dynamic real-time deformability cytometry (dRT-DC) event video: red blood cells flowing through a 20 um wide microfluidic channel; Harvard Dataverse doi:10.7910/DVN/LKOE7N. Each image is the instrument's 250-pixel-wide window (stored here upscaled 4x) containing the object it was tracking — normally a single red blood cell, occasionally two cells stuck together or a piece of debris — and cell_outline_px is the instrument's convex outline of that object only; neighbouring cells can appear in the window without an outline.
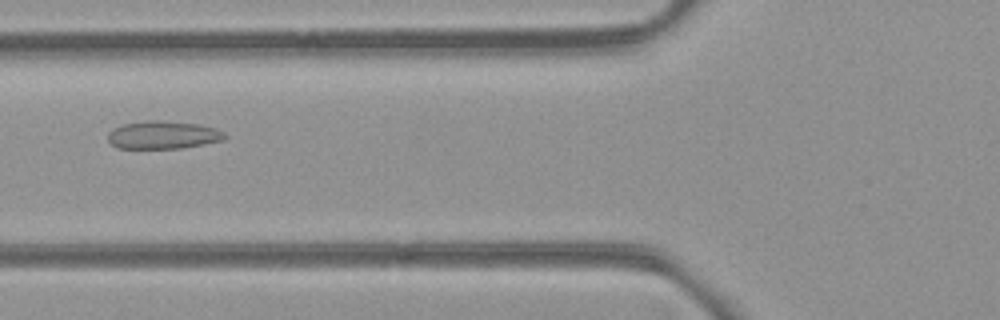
{"species": "common noctule bat (a hibernating species)", "species_latin": "Nyctalus noctula", "temperature_condition": "room temperature", "stored_images_in_passage": 3, "camera_frame_rate_fps": 3000, "um_per_image_px": 0.085, "animal": {"sex": "female", "body_mass_g": 21.9}, "frame": {"image": 1, "passage_image": 2, "time_ms": 1.333, "image_size_px": [1000, 320], "cell_outline_px": [[228, 136], [220, 140], [180, 148], [116, 148], [108, 140], [108, 132], [112, 128], [124, 124], [148, 120], [160, 120], [196, 124], [216, 128], [224, 132]], "centroid_in_image_um": [13.81, 11.46], "position_along_channel_um": 112.0, "area_um2": 18.79}}
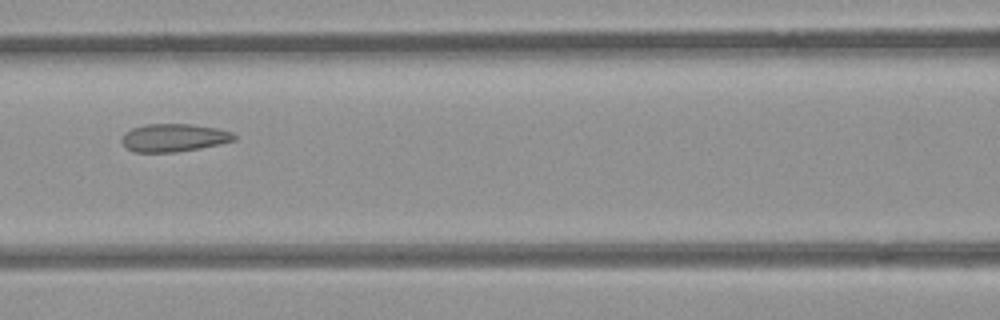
{"frame": {"image": 2, "passage_image": 3, "time_ms": 2.333, "image_size_px": [1000, 320], "cell_outline_px": [[236, 140], [220, 144], [200, 148], [176, 152], [132, 152], [120, 140], [124, 132], [132, 128], [144, 124], [188, 124], [216, 128], [232, 132], [236, 136]], "centroid_in_image_um": [14.76, 11.7], "position_along_channel_um": 151.8, "area_um2": 18.32}}